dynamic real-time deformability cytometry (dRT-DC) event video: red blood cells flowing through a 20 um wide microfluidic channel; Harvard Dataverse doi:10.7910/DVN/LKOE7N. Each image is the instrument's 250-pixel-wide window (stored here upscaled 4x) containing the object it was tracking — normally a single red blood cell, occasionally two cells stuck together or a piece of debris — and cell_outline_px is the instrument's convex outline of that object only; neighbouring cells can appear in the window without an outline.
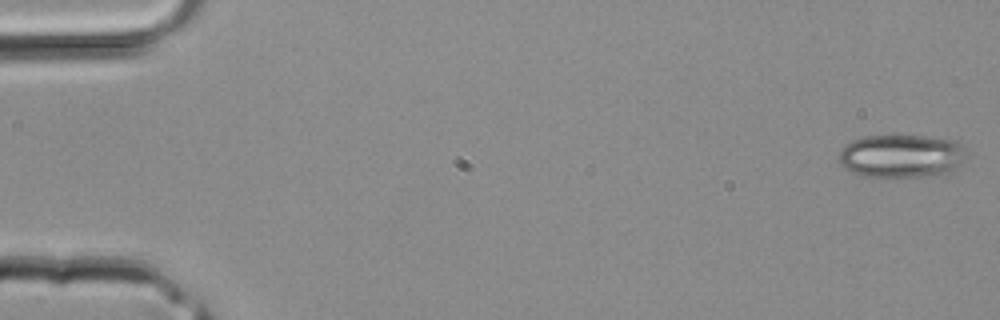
{"species": "common noctule bat (a hibernating species)", "species_latin": "Nyctalus noctula", "temperature_condition": "room temperature", "stored_images_in_passage": 4, "camera_frame_rate_fps": 3000, "um_per_image_px": 0.085, "animal": {"sex": "male", "body_mass_g": 20.4}, "frame": {"image": 1, "passage_image": 1, "time_ms": 0.0, "image_size_px": [1000, 320], "cell_outline_px": [[964, 160], [956, 168], [948, 172], [932, 176], [864, 176], [852, 172], [840, 164], [840, 148], [852, 140], [864, 136], [924, 136], [956, 140], [960, 144]], "centroid_in_image_um": [76.59, 13.25], "position_along_channel_um": 8.4, "area_um2": 31.73}}